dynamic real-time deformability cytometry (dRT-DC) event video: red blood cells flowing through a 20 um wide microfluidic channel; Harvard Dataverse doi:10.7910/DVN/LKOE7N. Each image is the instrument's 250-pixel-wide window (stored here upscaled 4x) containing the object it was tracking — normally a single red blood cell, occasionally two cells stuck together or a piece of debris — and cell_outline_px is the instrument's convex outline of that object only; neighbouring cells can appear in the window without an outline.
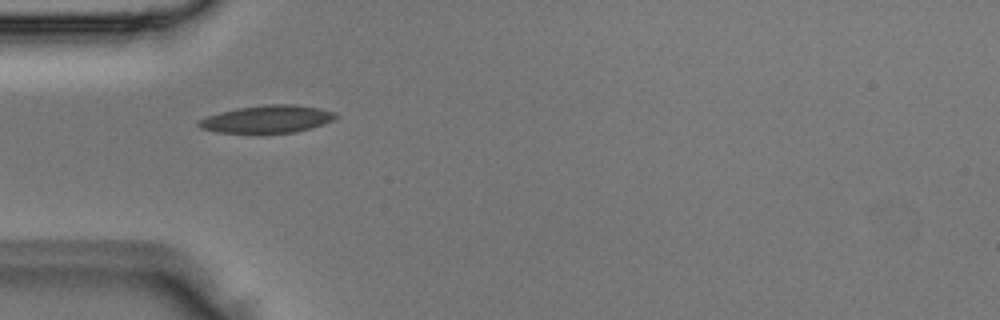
{"species": "Egyptian fruit bat (a non-hibernating species)", "species_latin": "Rousettus aegyptiacus", "temperature_condition": "room temperature", "stored_images_in_passage": 2, "camera_frame_rate_fps": 3000, "um_per_image_px": 0.085, "animal": {"sex": "male"}, "frame": {"image": 1, "passage_image": 2, "time_ms": 0.333, "image_size_px": [1000, 320], "cell_outline_px": [[340, 116], [324, 124], [312, 128], [296, 132], [220, 132], [200, 128], [196, 124], [196, 120], [220, 112], [236, 108], [264, 104], [292, 104], [320, 108], [336, 112]], "centroid_in_image_um": [22.74, 10.1], "position_along_channel_um": 62.3, "area_um2": 21.96}}